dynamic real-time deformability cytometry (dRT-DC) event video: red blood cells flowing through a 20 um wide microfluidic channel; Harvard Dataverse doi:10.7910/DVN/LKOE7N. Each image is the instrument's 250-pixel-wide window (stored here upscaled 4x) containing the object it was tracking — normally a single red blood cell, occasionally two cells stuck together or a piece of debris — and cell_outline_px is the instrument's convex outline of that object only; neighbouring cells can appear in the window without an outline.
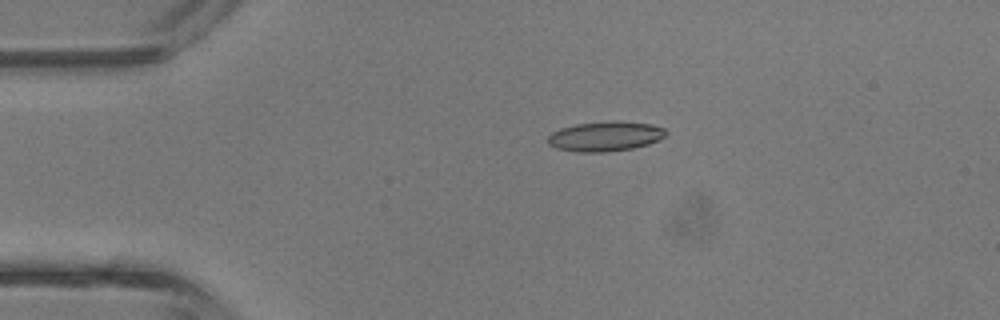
{"species": "common noctule bat (a hibernating species)", "species_latin": "Nyctalus noctula", "temperature_condition": "room temperature", "stored_images_in_passage": 3, "camera_frame_rate_fps": 3000, "um_per_image_px": 0.085, "animal": {"sex": "male", "body_mass_g": 13.3}, "frame": {"image": 1, "passage_image": 2, "time_ms": 0.333, "image_size_px": [1000, 320], "cell_outline_px": [[668, 132], [664, 136], [648, 144], [632, 148], [608, 152], [576, 152], [556, 148], [548, 144], [548, 136], [552, 132], [560, 128], [576, 124], [620, 120], [652, 124], [664, 128]], "centroid_in_image_um": [51.44, 11.58], "position_along_channel_um": 33.6, "area_um2": 20.58}}